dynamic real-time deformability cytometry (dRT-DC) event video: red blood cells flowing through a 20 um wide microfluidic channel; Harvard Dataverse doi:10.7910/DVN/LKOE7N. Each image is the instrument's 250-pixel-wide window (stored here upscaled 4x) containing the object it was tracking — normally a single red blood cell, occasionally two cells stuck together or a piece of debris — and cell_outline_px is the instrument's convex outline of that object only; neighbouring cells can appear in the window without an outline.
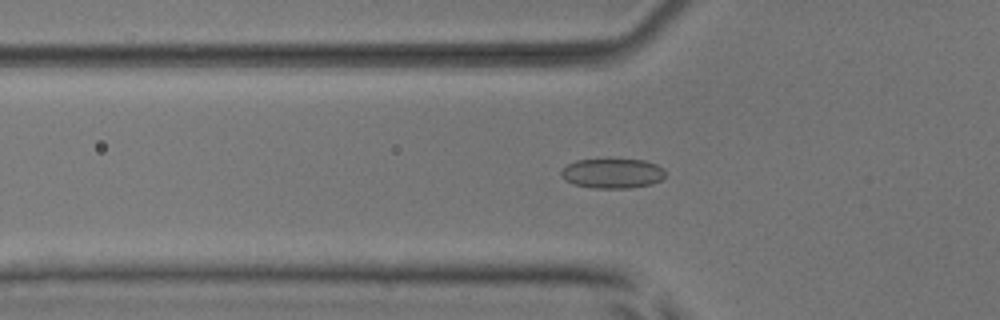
{"species": "common noctule bat (a hibernating species)", "species_latin": "Nyctalus noctula", "temperature_condition": "room temperature", "stored_images_in_passage": 51, "camera_frame_rate_fps": 3000, "um_per_image_px": 0.085, "animal": {"sex": "male", "body_mass_g": 17.9, "forearm_length_mm": 54.2}, "frame": {"image": 1, "passage_image": 17, "time_ms": 5.333, "image_size_px": [1000, 320], "cell_outline_px": [[664, 176], [660, 180], [652, 184], [628, 188], [596, 188], [572, 184], [564, 180], [560, 176], [560, 172], [568, 164], [576, 160], [644, 160], [656, 164], [664, 168]], "centroid_in_image_um": [52.04, 14.74], "position_along_channel_um": 73.8, "area_um2": 17.98}}
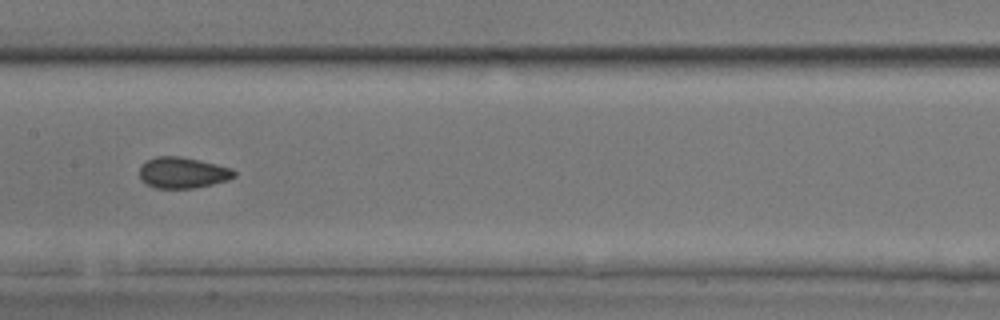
{"frame": {"image": 2, "passage_image": 26, "time_ms": 8.333, "image_size_px": [1000, 320], "cell_outline_px": [[236, 176], [228, 180], [212, 184], [192, 188], [156, 188], [144, 184], [140, 180], [140, 168], [144, 160], [156, 156], [180, 156], [200, 160], [232, 168], [236, 172]], "centroid_in_image_um": [15.5, 14.67], "position_along_channel_um": 191.9, "area_um2": 17.34}}
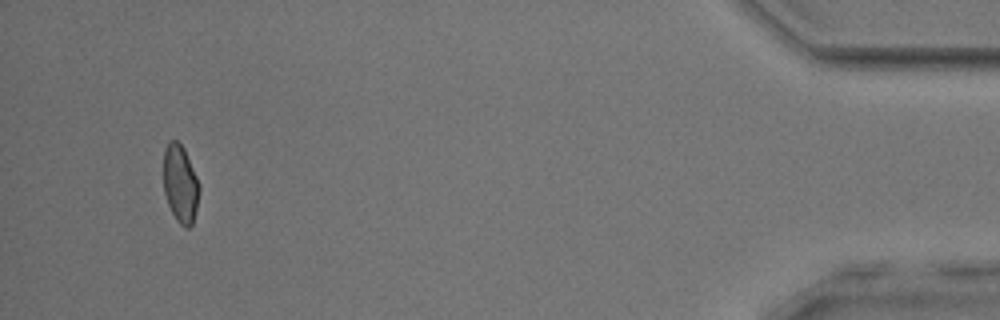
{"frame": {"image": 3, "passage_image": 49, "time_ms": 16.0, "image_size_px": [1000, 320], "cell_outline_px": [[200, 188], [196, 208], [192, 224], [188, 228], [184, 228], [176, 220], [168, 204], [164, 192], [164, 148], [168, 140], [176, 140], [184, 148], [200, 184]], "centroid_in_image_um": [15.32, 15.61], "position_along_channel_um": 419.9, "area_um2": 16.24}, "authors_computed_cell_mechanics": {"area_um2": 17.1666, "velocity_mm_per_s": 3.937, "shape_relaxation_time_tau1_ms": 7.6145, "shape_relaxation_time_tau2_ms": 1.284, "deformation_change_tau1": 0.1014, "deformation_change_tau2": 0.0649}}